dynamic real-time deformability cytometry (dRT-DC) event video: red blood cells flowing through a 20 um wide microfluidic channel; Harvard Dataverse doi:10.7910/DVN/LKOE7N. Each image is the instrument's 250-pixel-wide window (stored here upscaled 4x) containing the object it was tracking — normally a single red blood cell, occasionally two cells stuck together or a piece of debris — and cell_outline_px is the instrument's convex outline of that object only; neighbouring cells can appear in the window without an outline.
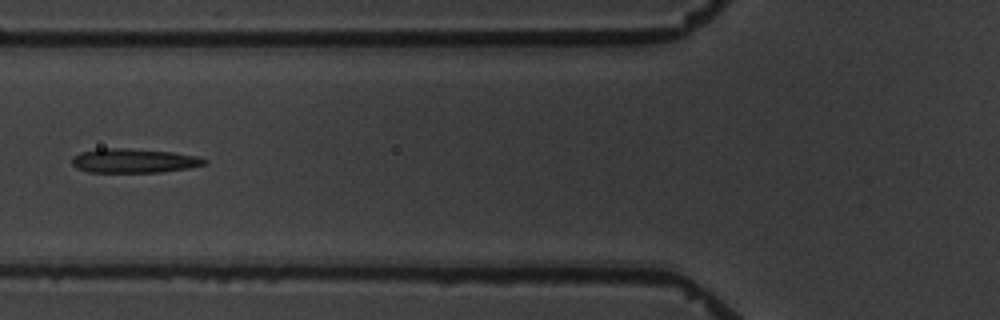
{"species": "common noctule bat (a hibernating species)", "species_latin": "Nyctalus noctula", "temperature_condition": "warm", "stored_images_in_passage": 9, "camera_frame_rate_fps": 3000, "um_per_image_px": 0.085, "animal": {"sex": "male", "body_mass_g": 19.5, "forearm_length_mm": 54.6}, "frame": {"image": 1, "passage_image": 4, "time_ms": 4.667, "image_size_px": [1000, 320], "cell_outline_px": [[208, 164], [188, 168], [160, 172], [88, 172], [76, 168], [72, 164], [72, 156], [80, 152], [104, 148], [128, 148], [172, 152], [200, 156], [208, 160]], "centroid_in_image_um": [11.4, 13.66], "position_along_channel_um": 114.4, "area_um2": 18.84}}
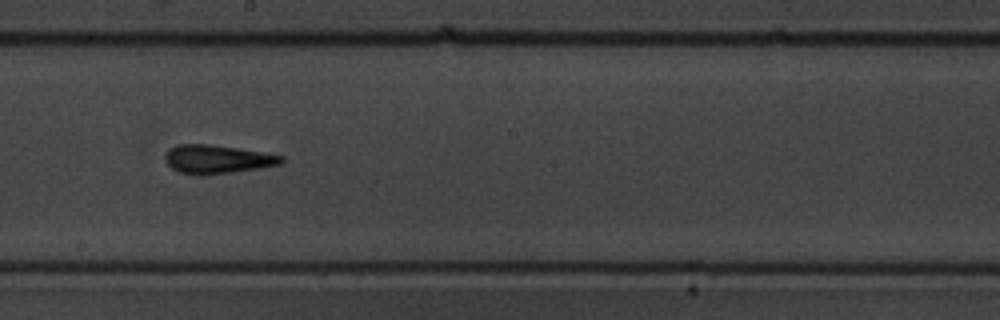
{"frame": {"image": 2, "passage_image": 7, "time_ms": 8.0, "image_size_px": [1000, 320], "cell_outline_px": [[284, 160], [280, 164], [260, 168], [204, 176], [200, 176], [180, 172], [172, 168], [164, 160], [164, 156], [176, 144], [208, 144], [236, 148], [284, 156]], "centroid_in_image_um": [18.44, 13.55], "position_along_channel_um": 229.8, "area_um2": 19.25}}
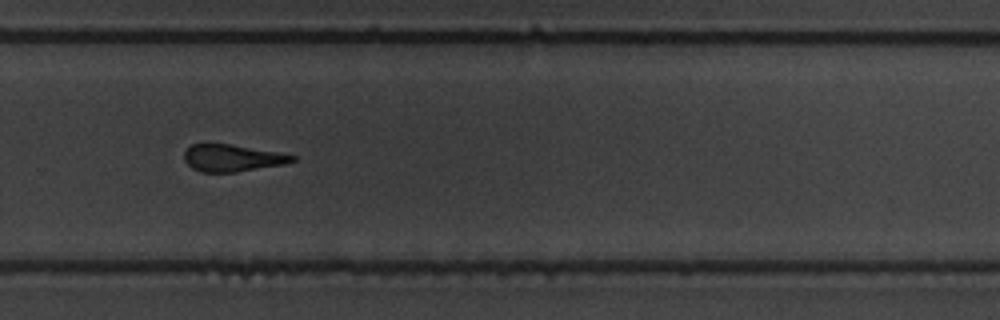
{"frame": {"image": 3, "passage_image": 9, "time_ms": 10.333, "image_size_px": [1000, 320], "cell_outline_px": [[296, 160], [288, 164], [236, 172], [200, 172], [192, 168], [184, 160], [184, 152], [192, 144], [228, 144], [276, 152], [296, 156]], "centroid_in_image_um": [19.75, 13.45], "position_along_channel_um": 310.1, "area_um2": 16.94}}